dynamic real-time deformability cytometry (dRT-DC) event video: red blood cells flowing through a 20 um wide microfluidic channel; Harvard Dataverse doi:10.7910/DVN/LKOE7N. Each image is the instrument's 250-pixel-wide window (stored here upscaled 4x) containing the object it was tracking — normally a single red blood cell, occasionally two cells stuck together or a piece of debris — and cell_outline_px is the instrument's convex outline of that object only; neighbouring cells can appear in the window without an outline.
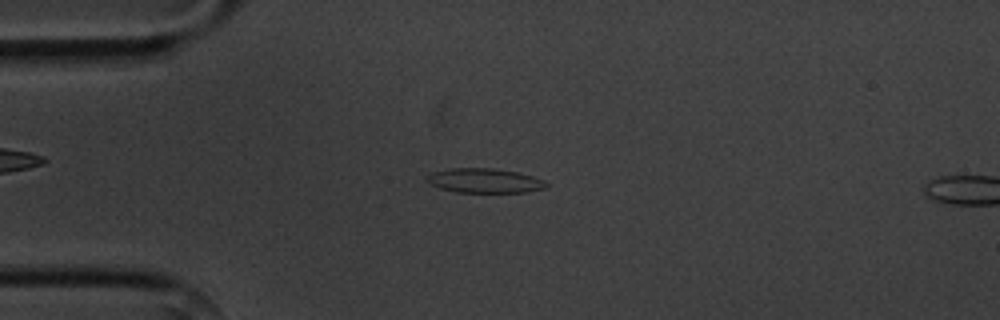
{"species": "common noctule bat (a hibernating species)", "species_latin": "Nyctalus noctula", "temperature_condition": "cold", "stored_images_in_passage": 3, "camera_frame_rate_fps": 3000, "um_per_image_px": 0.085, "animal": {"sex": "male", "body_mass_g": 20.1, "forearm_length_mm": 53.5}, "frame": {"image": 1, "passage_image": 2, "time_ms": 1.0, "image_size_px": [1000, 320], "cell_outline_px": [[548, 184], [544, 188], [528, 192], [456, 192], [440, 188], [424, 180], [424, 176], [432, 172], [452, 168], [492, 168], [516, 172], [532, 176], [544, 180]], "centroid_in_image_um": [41.15, 15.35], "position_along_channel_um": 43.9, "area_um2": 16.99}}